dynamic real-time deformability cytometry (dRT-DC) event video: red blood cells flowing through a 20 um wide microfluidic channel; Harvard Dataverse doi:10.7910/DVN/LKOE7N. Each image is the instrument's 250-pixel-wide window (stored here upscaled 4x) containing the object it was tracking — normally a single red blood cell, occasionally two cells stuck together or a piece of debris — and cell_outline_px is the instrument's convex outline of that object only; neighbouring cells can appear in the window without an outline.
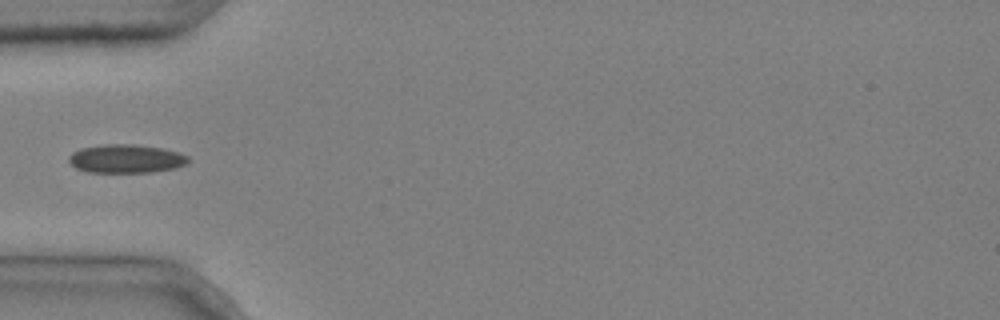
{"species": "common noctule bat (a hibernating species)", "species_latin": "Nyctalus noctula", "temperature_condition": "cold", "stored_images_in_passage": 3, "camera_frame_rate_fps": 3000, "um_per_image_px": 0.085, "animal": {"sex": "male", "body_mass_g": 20.4}, "frame": {"image": 1, "passage_image": 3, "time_ms": 0.667, "image_size_px": [1000, 320], "cell_outline_px": [[188, 164], [176, 168], [152, 172], [88, 172], [76, 168], [68, 160], [68, 156], [72, 152], [80, 148], [104, 144], [132, 144], [160, 148], [176, 152], [188, 156]], "centroid_in_image_um": [10.69, 13.49], "position_along_channel_um": 74.3, "area_um2": 19.83}}